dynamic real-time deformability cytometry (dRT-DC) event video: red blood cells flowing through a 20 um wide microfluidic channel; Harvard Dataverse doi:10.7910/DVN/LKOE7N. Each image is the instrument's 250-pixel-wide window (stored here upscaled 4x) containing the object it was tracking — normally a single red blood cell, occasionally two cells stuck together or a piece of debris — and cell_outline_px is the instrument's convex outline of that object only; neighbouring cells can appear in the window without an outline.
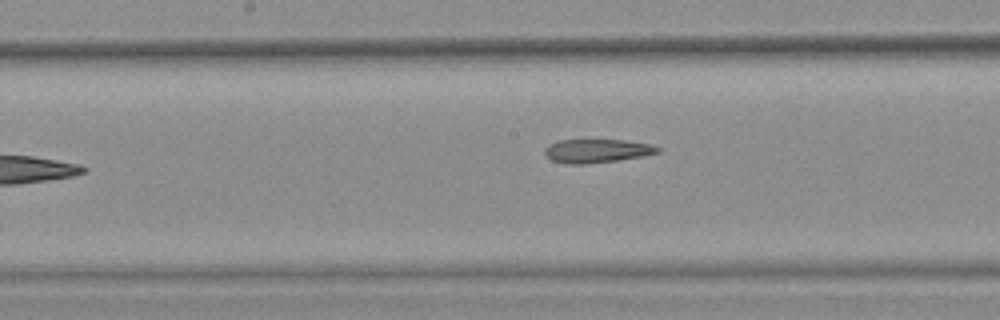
{"species": "common noctule bat (a hibernating species)", "species_latin": "Nyctalus noctula", "temperature_condition": "warm", "stored_images_in_passage": 9, "camera_frame_rate_fps": 3000, "um_per_image_px": 0.085, "animal": {"sex": "female", "body_mass_g": 25.1}, "frame": {"image": 1, "passage_image": 8, "time_ms": 2.333, "image_size_px": [1000, 320], "cell_outline_px": [[660, 152], [640, 156], [616, 160], [584, 164], [568, 164], [552, 160], [544, 152], [544, 148], [560, 140], [624, 140], [652, 144], [660, 148]], "centroid_in_image_um": [50.75, 12.82], "position_along_channel_um": 197.5, "area_um2": 15.26}}
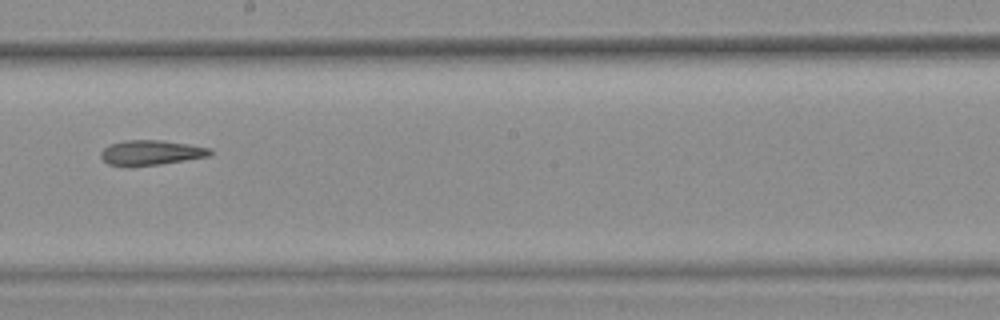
{"frame": {"image": 2, "passage_image": 9, "time_ms": 2.667, "image_size_px": [1000, 320], "cell_outline_px": [[212, 156], [160, 164], [108, 164], [100, 156], [100, 152], [108, 144], [124, 140], [164, 140], [188, 144], [208, 148], [212, 152]], "centroid_in_image_um": [12.86, 12.94], "position_along_channel_um": 235.3, "area_um2": 15.49}}